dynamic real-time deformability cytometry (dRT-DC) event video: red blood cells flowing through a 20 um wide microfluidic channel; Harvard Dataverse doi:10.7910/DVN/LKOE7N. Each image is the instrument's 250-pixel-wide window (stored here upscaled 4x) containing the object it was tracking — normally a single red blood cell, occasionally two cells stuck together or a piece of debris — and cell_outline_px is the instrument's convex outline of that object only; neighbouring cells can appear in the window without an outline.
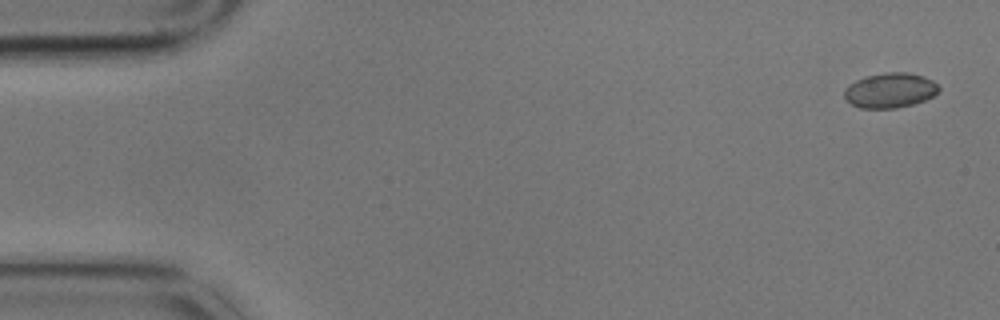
{"species": "common noctule bat (a hibernating species)", "species_latin": "Nyctalus noctula", "temperature_condition": "cold", "stored_images_in_passage": 5, "camera_frame_rate_fps": 3000, "um_per_image_px": 0.085, "animal": {"sex": "male", "body_mass_g": 17.9}, "frame": {"image": 1, "passage_image": 1, "time_ms": 0.0, "image_size_px": [1000, 320], "cell_outline_px": [[940, 88], [932, 96], [924, 100], [912, 104], [896, 108], [860, 108], [852, 104], [844, 96], [844, 88], [848, 84], [864, 76], [884, 72], [908, 72], [924, 76], [932, 80]], "centroid_in_image_um": [75.62, 7.66], "position_along_channel_um": 9.4, "area_um2": 19.25}}
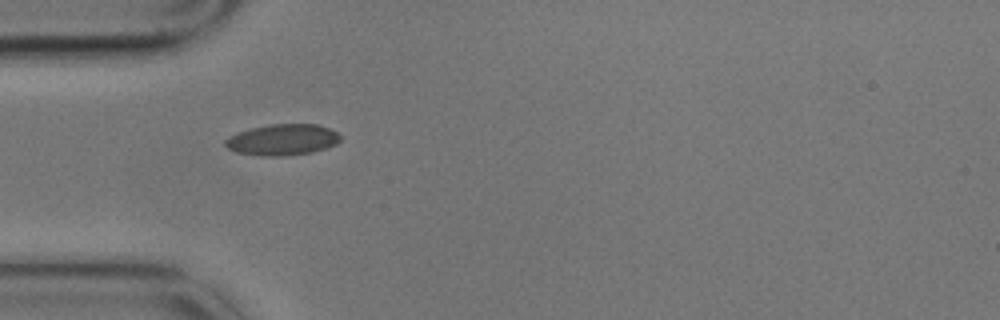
{"frame": {"image": 2, "passage_image": 5, "time_ms": 1.333, "image_size_px": [1000, 320], "cell_outline_px": [[340, 140], [336, 144], [328, 148], [312, 152], [284, 156], [260, 156], [236, 152], [228, 148], [224, 144], [224, 140], [228, 136], [236, 132], [252, 128], [272, 124], [316, 124], [328, 128], [336, 132], [340, 136]], "centroid_in_image_um": [23.99, 11.88], "position_along_channel_um": 61.0, "area_um2": 20.98}}